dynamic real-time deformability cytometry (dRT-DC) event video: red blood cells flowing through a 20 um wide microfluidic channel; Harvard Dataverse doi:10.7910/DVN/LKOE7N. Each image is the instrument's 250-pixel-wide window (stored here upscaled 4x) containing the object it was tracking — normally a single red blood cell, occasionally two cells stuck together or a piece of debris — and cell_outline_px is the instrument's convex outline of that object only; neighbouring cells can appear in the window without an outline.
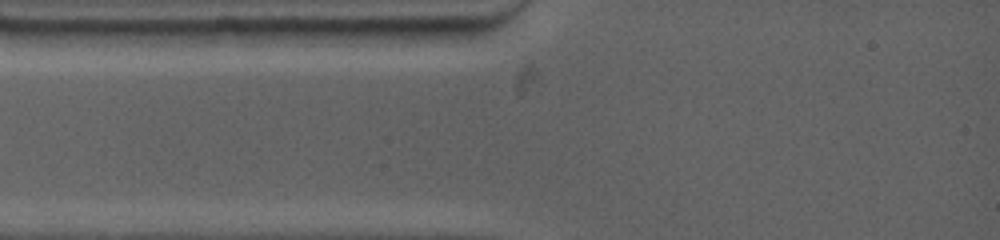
{"species": "common noctule bat (a hibernating species)", "species_latin": "Nyctalus noctula", "temperature_condition": "warm", "stored_images_in_passage": 3, "camera_frame_rate_fps": 4500, "um_per_image_px": 0.085, "animal": {"sex": "female", "body_mass_g": 19.0, "forearm_length_mm": 53.3}, "frame": {"image": 1, "passage_image": 1, "time_ms": 0.0, "image_size_px": [1000, 240], "cell_outline_px": [[472, 36], [448, 44], [352, 44], [340, 28], [472, 28]], "centroid_in_image_um": [34.53, 3.03], "position_along_channel_um": 50.5, "area_um2": 13.87}}